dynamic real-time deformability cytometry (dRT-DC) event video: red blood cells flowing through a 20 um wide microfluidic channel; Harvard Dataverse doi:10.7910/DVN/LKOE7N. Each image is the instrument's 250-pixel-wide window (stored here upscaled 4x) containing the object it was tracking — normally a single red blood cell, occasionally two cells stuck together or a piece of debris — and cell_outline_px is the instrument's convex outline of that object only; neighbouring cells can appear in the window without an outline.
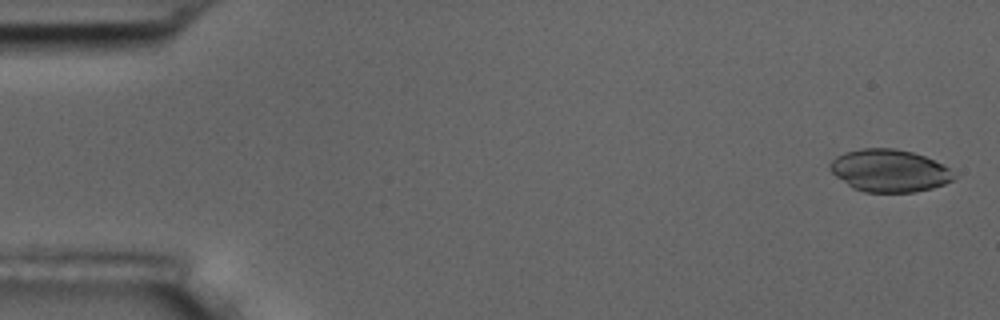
{"species": "common noctule bat (a hibernating species)", "species_latin": "Nyctalus noctula", "temperature_condition": "room temperature", "stored_images_in_passage": 5, "camera_frame_rate_fps": 3000, "um_per_image_px": 0.085, "animal": {"sex": "male", "body_mass_g": 17.5, "forearm_length_mm": 52.3}, "frame": {"image": 1, "passage_image": 1, "time_ms": 0.0, "image_size_px": [1000, 320], "cell_outline_px": [[956, 176], [952, 180], [944, 184], [932, 188], [916, 192], [864, 192], [852, 188], [836, 176], [828, 168], [828, 164], [836, 156], [844, 152], [864, 148], [896, 148], [912, 152], [924, 156], [948, 168]], "centroid_in_image_um": [75.55, 14.51], "position_along_channel_um": 9.4, "area_um2": 30.58}}